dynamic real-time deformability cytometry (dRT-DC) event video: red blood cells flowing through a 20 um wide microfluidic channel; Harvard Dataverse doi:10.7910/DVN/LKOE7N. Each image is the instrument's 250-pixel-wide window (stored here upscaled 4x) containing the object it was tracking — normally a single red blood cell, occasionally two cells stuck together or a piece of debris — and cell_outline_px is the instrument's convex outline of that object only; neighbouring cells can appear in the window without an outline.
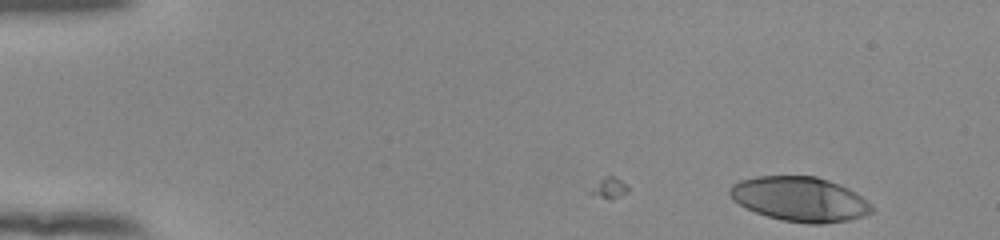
{"species": "human", "species_latin": "Homo sapiens", "temperature_condition": "room temperature", "stored_images_in_passage": 5, "camera_frame_rate_fps": 3000, "um_per_image_px": 0.085, "donor": {"sex": "female"}, "frame": {"image": 1, "passage_image": 5, "time_ms": 1.333, "image_size_px": [1000, 240], "cell_outline_px": [[876, 208], [872, 212], [864, 216], [848, 220], [824, 224], [808, 224], [784, 220], [768, 216], [756, 212], [732, 200], [728, 192], [728, 188], [732, 184], [740, 180], [756, 176], [816, 176], [828, 180], [848, 188], [856, 192], [872, 204]], "centroid_in_image_um": [68.01, 16.92], "position_along_channel_um": 17.0, "area_um2": 37.05}}